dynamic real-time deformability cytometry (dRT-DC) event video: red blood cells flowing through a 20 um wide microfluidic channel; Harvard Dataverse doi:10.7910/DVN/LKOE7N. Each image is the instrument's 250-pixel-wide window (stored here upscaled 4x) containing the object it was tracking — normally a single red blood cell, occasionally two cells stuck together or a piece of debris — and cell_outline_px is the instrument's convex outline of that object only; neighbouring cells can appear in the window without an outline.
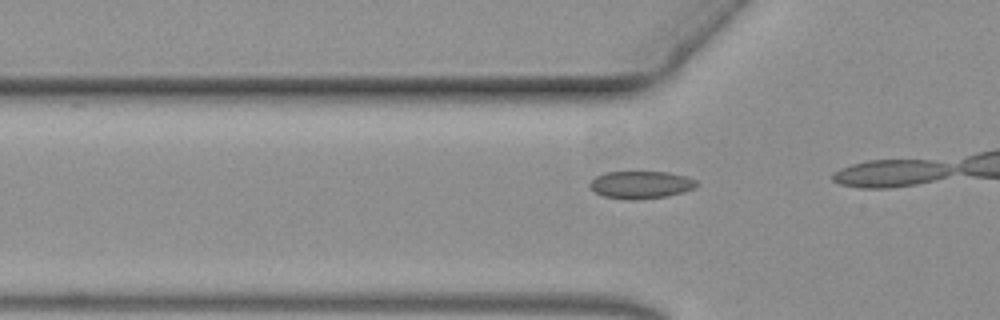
{"species": "common noctule bat (a hibernating species)", "species_latin": "Nyctalus noctula", "temperature_condition": "warm", "stored_images_in_passage": 15, "camera_frame_rate_fps": 3000, "um_per_image_px": 0.085, "animal": {"sex": "female", "body_mass_g": 19.3, "forearm_length_mm": 54.1}, "frame": {"image": 1, "passage_image": 12, "time_ms": 3.667, "image_size_px": [1000, 320], "cell_outline_px": [[696, 184], [692, 188], [668, 196], [632, 200], [628, 200], [604, 196], [596, 192], [588, 184], [596, 176], [604, 172], [668, 172], [684, 176], [696, 180]], "centroid_in_image_um": [54.42, 15.7], "position_along_channel_um": 71.4, "area_um2": 16.82}}